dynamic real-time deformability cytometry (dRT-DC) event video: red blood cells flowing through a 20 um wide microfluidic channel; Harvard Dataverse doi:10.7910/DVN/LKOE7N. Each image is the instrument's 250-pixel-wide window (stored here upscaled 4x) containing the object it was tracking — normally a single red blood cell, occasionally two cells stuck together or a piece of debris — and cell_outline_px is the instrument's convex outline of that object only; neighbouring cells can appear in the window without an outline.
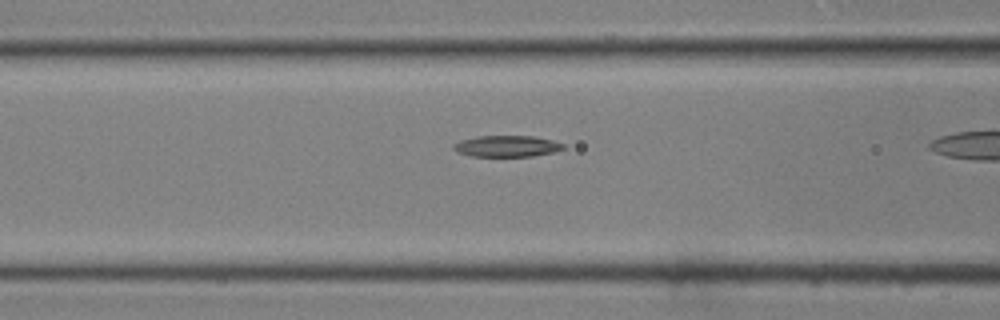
{"species": "common noctule bat (a hibernating species)", "species_latin": "Nyctalus noctula", "temperature_condition": "room temperature", "stored_images_in_passage": 29, "camera_frame_rate_fps": 3000, "um_per_image_px": 0.085, "animal": {"sex": "male", "body_mass_g": 19.0, "forearm_length_mm": 50.8}, "frame": {"image": 1, "passage_image": 13, "time_ms": 4.0, "image_size_px": [1000, 320], "cell_outline_px": [[564, 148], [552, 152], [532, 156], [472, 156], [456, 152], [452, 148], [452, 144], [460, 140], [476, 136], [532, 136], [552, 140], [564, 144]], "centroid_in_image_um": [43.02, 12.42], "position_along_channel_um": 123.6, "area_um2": 13.58}}